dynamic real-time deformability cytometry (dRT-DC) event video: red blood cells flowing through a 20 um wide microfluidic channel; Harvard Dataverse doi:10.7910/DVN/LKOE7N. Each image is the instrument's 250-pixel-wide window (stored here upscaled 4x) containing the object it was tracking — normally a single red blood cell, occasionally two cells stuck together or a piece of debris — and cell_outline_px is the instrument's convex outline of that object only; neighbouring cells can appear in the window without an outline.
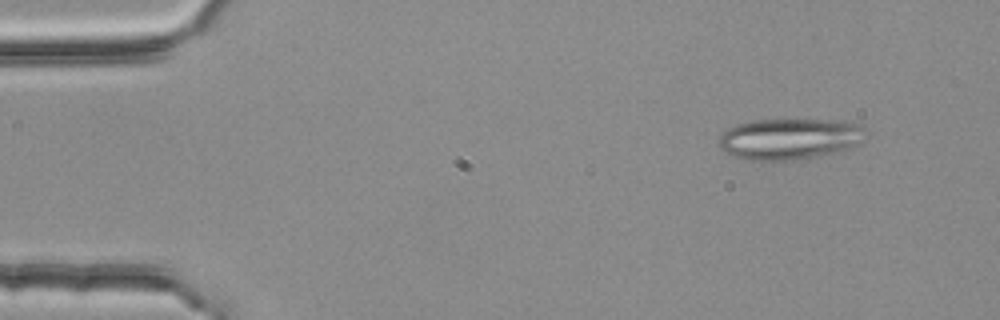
{"species": "common noctule bat (a hibernating species)", "species_latin": "Nyctalus noctula", "temperature_condition": "room temperature", "stored_images_in_passage": 5, "camera_frame_rate_fps": 3000, "um_per_image_px": 0.085, "animal": {"sex": "female", "body_mass_g": 25.1}, "frame": {"image": 1, "passage_image": 2, "time_ms": 0.333, "image_size_px": [1000, 320], "cell_outline_px": [[864, 140], [848, 148], [816, 156], [784, 160], [748, 160], [732, 156], [720, 148], [720, 136], [728, 128], [736, 124], [752, 120], [844, 120], [856, 124], [864, 128]], "centroid_in_image_um": [67.08, 11.79], "position_along_channel_um": 17.9, "area_um2": 34.74}}